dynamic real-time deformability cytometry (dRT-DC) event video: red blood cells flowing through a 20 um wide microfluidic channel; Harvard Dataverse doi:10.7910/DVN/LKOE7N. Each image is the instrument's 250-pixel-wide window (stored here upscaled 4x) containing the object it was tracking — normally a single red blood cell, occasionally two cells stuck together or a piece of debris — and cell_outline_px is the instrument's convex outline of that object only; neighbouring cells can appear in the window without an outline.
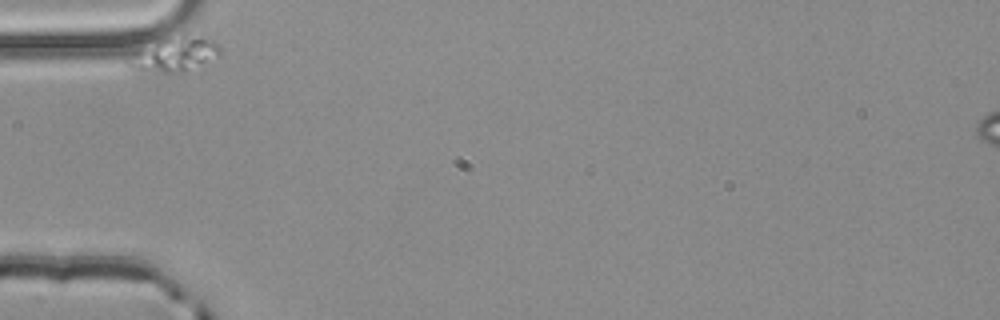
{"species": "common noctule bat (a hibernating species)", "species_latin": "Nyctalus noctula", "temperature_condition": "room temperature", "stored_images_in_passage": 7, "camera_frame_rate_fps": 3000, "um_per_image_px": 0.085, "animal": {"sex": "male", "body_mass_g": 20.4}, "frame": {"image": 1, "passage_image": 1, "time_ms": 0.0, "image_size_px": [1000, 320], "cell_outline_px": [[220, 56], [184, 72], [136, 72], [128, 68], [128, 64], [132, 52], [156, 36], [164, 32], [184, 32], [212, 40], [220, 44]], "centroid_in_image_um": [14.75, 4.52], "position_along_channel_um": 70.3, "area_um2": 20.06}}